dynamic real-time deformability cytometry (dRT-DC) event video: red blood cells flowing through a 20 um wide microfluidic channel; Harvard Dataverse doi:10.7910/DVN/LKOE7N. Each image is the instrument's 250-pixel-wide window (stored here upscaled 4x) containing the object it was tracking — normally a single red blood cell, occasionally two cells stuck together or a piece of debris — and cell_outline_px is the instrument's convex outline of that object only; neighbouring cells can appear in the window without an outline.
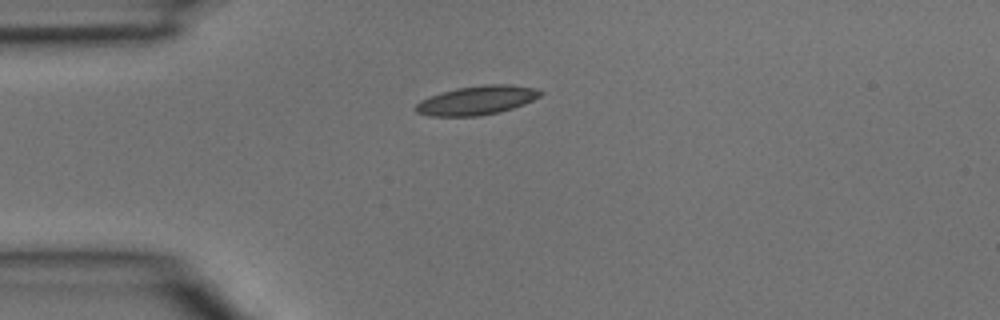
{"species": "common noctule bat (a hibernating species)", "species_latin": "Nyctalus noctula", "temperature_condition": "room temperature", "stored_images_in_passage": 1, "camera_frame_rate_fps": 3000, "um_per_image_px": 0.085, "animal": {"sex": "male", "body_mass_g": 15.6}, "frame": {"image": 1, "passage_image": 1, "time_ms": 0.0, "image_size_px": [1000, 320], "cell_outline_px": [[544, 92], [540, 96], [524, 104], [500, 112], [476, 116], [432, 116], [416, 112], [416, 104], [420, 100], [440, 92], [456, 88], [480, 84], [508, 84], [532, 88]], "centroid_in_image_um": [40.51, 8.52], "position_along_channel_um": 44.5, "area_um2": 20.98}}